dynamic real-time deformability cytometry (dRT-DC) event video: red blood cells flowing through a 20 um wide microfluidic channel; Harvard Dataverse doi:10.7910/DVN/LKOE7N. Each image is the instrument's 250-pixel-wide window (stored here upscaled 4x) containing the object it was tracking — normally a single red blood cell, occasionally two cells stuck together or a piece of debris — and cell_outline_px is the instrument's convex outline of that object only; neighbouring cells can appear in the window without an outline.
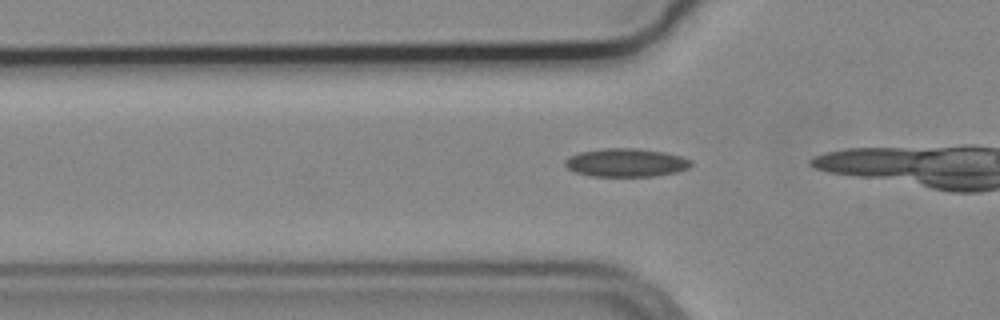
{"species": "common noctule bat (a hibernating species)", "species_latin": "Nyctalus noctula", "temperature_condition": "cold", "stored_images_in_passage": 10, "camera_frame_rate_fps": 3000, "um_per_image_px": 0.085, "animal": {"sex": "male", "body_mass_g": 19.2, "forearm_length_mm": 51.8}, "frame": {"image": 1, "passage_image": 4, "time_ms": 1.0, "image_size_px": [1000, 320], "cell_outline_px": [[692, 164], [688, 168], [676, 172], [656, 176], [592, 176], [576, 172], [568, 168], [564, 164], [564, 160], [568, 156], [580, 152], [604, 148], [636, 148], [664, 152], [680, 156], [692, 160]], "centroid_in_image_um": [53.21, 13.82], "position_along_channel_um": 72.6, "area_um2": 20.81}}